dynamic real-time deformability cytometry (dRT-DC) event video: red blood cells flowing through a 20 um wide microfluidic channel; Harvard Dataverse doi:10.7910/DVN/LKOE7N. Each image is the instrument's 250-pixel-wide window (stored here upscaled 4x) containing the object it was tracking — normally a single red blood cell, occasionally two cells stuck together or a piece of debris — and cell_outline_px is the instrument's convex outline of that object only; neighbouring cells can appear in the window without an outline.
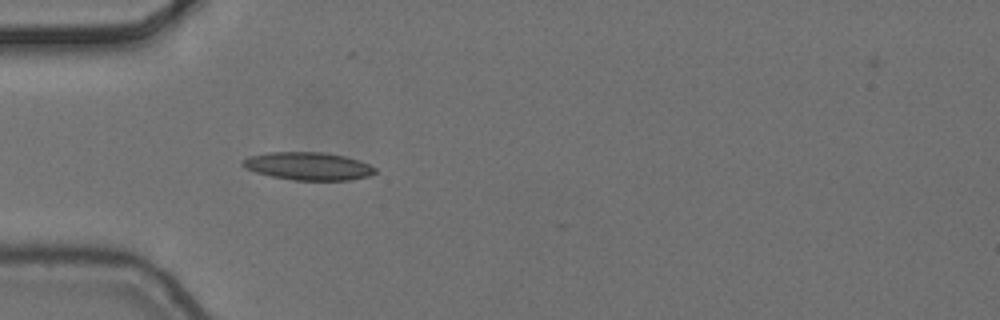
{"species": "common noctule bat (a hibernating species)", "species_latin": "Nyctalus noctula", "temperature_condition": "cold", "stored_images_in_passage": 5, "camera_frame_rate_fps": 3000, "um_per_image_px": 0.085, "animal": {"sex": "female", "body_mass_g": 24.6, "forearm_length_mm": 56.2}, "frame": {"image": 1, "passage_image": 5, "time_ms": 1.333, "image_size_px": [1000, 320], "cell_outline_px": [[376, 172], [368, 176], [348, 180], [292, 180], [272, 176], [256, 172], [244, 168], [240, 164], [240, 160], [248, 156], [268, 152], [324, 152], [344, 156], [360, 160], [376, 168]], "centroid_in_image_um": [26.15, 14.11], "position_along_channel_um": 58.8, "area_um2": 21.62}}